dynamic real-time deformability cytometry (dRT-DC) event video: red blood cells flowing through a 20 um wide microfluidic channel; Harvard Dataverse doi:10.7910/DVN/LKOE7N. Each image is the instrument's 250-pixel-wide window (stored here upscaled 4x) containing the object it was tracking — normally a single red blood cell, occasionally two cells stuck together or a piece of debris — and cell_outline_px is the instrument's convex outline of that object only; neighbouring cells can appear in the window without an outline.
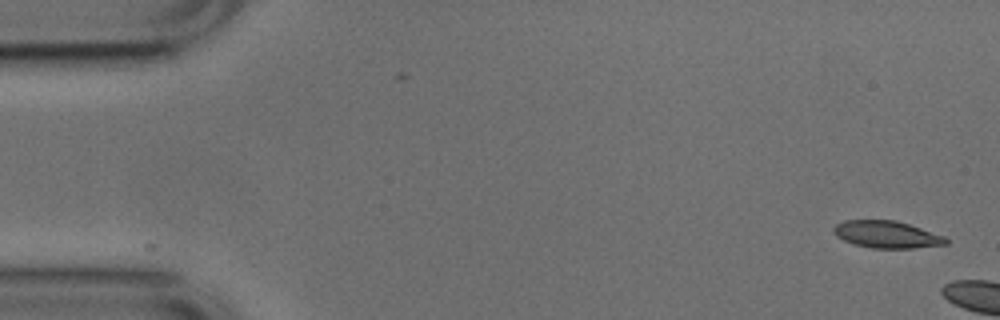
{"species": "common noctule bat (a hibernating species)", "species_latin": "Nyctalus noctula", "temperature_condition": "cold", "stored_images_in_passage": 2, "camera_frame_rate_fps": 3000, "um_per_image_px": 0.085, "animal": {"sex": "male", "body_mass_g": 17.9, "forearm_length_mm": 54.2}, "frame": {"image": 1, "passage_image": 1, "time_ms": 0.0, "image_size_px": [1000, 320], "cell_outline_px": [[948, 244], [916, 248], [872, 248], [856, 244], [844, 240], [836, 236], [832, 232], [832, 228], [836, 224], [844, 220], [896, 220], [944, 236], [948, 240]], "centroid_in_image_um": [75.36, 19.93], "position_along_channel_um": 9.6, "area_um2": 17.69}}